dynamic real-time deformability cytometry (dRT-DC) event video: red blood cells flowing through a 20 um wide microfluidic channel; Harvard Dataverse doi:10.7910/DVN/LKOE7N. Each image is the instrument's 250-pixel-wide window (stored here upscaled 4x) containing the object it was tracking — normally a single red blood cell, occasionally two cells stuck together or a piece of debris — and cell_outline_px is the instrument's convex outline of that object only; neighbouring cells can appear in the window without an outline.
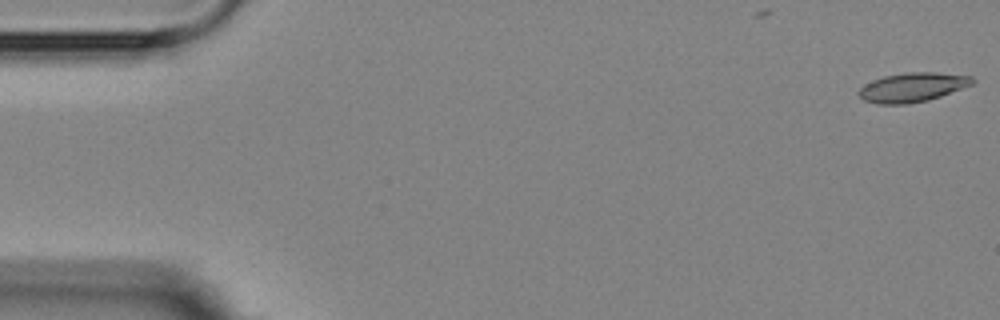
{"species": "Egyptian fruit bat (a non-hibernating species)", "species_latin": "Rousettus aegyptiacus", "temperature_condition": "room temperature", "stored_images_in_passage": 5, "segment_of_instrument_passage": [1, 2], "camera_frame_rate_fps": 3000, "um_per_image_px": 0.085, "animal": {"sex": "female"}, "frame": {"image": 1, "passage_image": 1, "time_ms": 0.0, "image_size_px": [1000, 320], "cell_outline_px": [[976, 80], [972, 84], [940, 96], [928, 100], [908, 104], [876, 104], [864, 100], [856, 92], [864, 84], [872, 80], [884, 76], [904, 72], [936, 72], [972, 76]], "centroid_in_image_um": [77.53, 7.41], "position_along_channel_um": 7.5, "area_um2": 19.42}}